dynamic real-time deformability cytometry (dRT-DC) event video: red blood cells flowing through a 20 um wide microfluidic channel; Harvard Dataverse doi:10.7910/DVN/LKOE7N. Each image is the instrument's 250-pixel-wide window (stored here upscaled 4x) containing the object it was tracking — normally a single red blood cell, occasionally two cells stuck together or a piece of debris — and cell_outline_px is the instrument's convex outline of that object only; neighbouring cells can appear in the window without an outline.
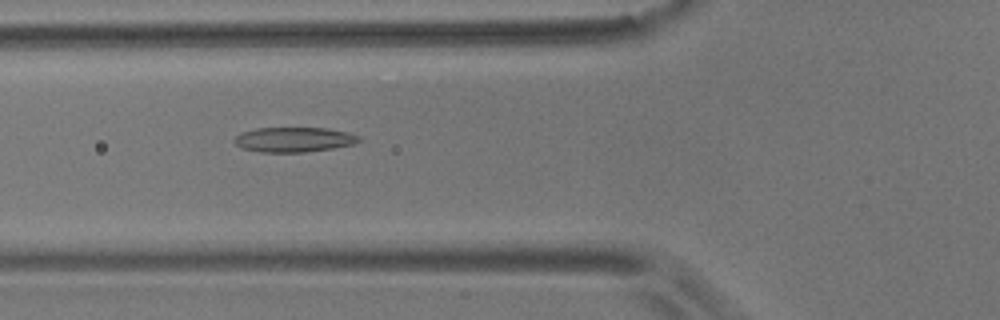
{"species": "common noctule bat (a hibernating species)", "species_latin": "Nyctalus noctula", "temperature_condition": "room temperature", "stored_images_in_passage": 7, "camera_frame_rate_fps": 3000, "um_per_image_px": 0.085, "animal": {"sex": "male", "body_mass_g": 17.9}, "frame": {"image": 1, "passage_image": 3, "time_ms": 0.667, "image_size_px": [1000, 320], "cell_outline_px": [[360, 140], [356, 144], [332, 148], [304, 152], [260, 152], [240, 148], [232, 140], [240, 132], [256, 128], [328, 128], [348, 132], [360, 136]], "centroid_in_image_um": [24.97, 11.86], "position_along_channel_um": 100.8, "area_um2": 18.21}}